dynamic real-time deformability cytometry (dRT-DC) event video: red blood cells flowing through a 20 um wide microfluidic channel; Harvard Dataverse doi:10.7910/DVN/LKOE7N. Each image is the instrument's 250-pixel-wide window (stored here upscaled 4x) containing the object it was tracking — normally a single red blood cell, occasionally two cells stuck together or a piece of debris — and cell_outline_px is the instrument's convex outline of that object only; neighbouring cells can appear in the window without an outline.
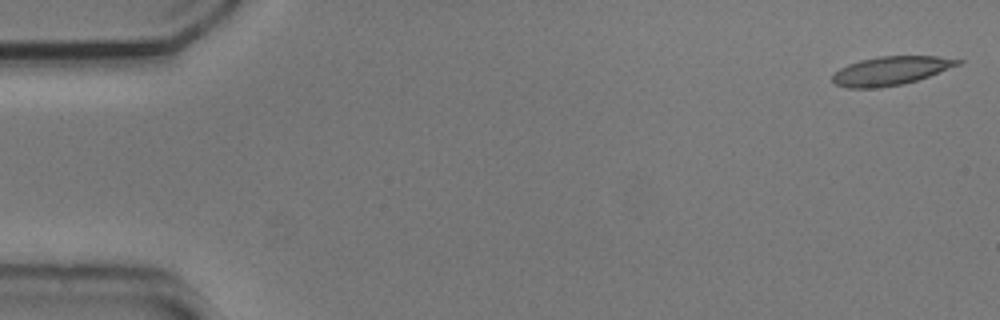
{"species": "common noctule bat (a hibernating species)", "species_latin": "Nyctalus noctula", "temperature_condition": "cold", "stored_images_in_passage": 54, "camera_frame_rate_fps": 3000, "um_per_image_px": 0.085, "animal": {"sex": "male", "body_mass_g": 20.5, "forearm_length_mm": 52.5}, "frame": {"image": 1, "passage_image": 1, "time_ms": 0.0, "image_size_px": [1000, 320], "cell_outline_px": [[964, 60], [960, 64], [928, 76], [904, 84], [880, 88], [848, 88], [836, 84], [832, 80], [832, 76], [840, 68], [848, 64], [860, 60], [880, 56], [936, 56]], "centroid_in_image_um": [75.7, 6.02], "position_along_channel_um": 9.3, "area_um2": 20.81}}
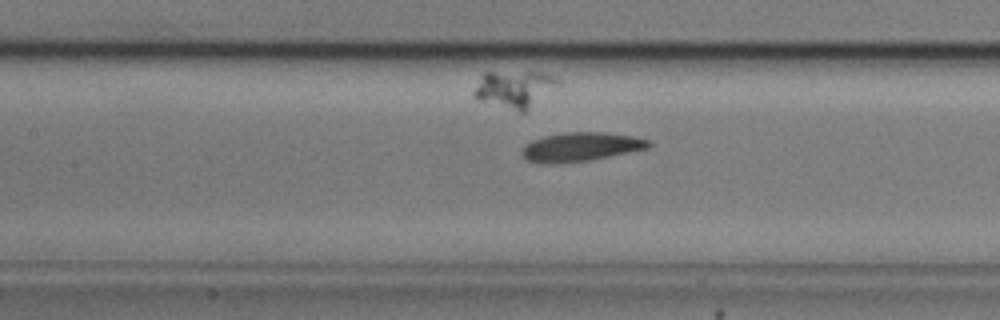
{"frame": {"image": 2, "passage_image": 24, "time_ms": 7.667, "image_size_px": [1000, 320], "cell_outline_px": [[652, 144], [648, 148], [592, 160], [552, 164], [548, 164], [528, 160], [520, 152], [524, 144], [532, 140], [544, 136], [564, 132], [604, 132], [632, 136], [652, 140]], "centroid_in_image_um": [49.37, 12.48], "position_along_channel_um": 158.0, "area_um2": 21.5}}
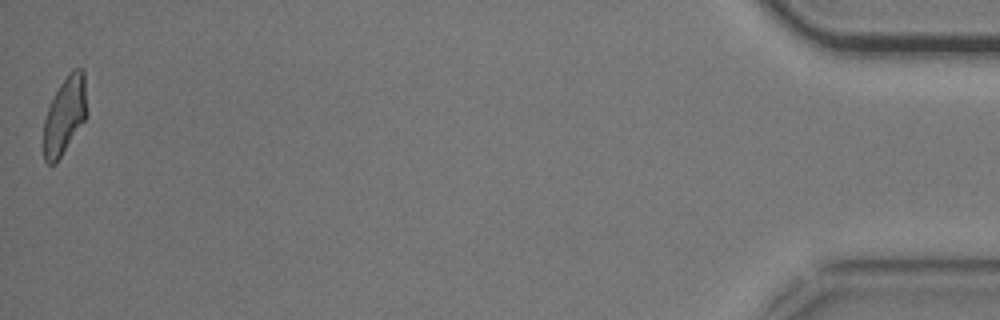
{"frame": {"image": 3, "passage_image": 54, "time_ms": 17.667, "image_size_px": [1000, 320], "cell_outline_px": [[88, 112], [84, 120], [56, 164], [48, 164], [44, 160], [44, 120], [48, 108], [60, 84], [68, 72], [72, 68], [84, 68]], "centroid_in_image_um": [5.53, 9.76], "position_along_channel_um": 429.7, "area_um2": 19.59}, "authors_computed_cell_mechanics": {"area_um2": 20.9814, "velocity_mm_per_s": 3.665, "shape_relaxation_time_tau1_ms": 4.9512, "shape_relaxation_time_tau2_ms": 2.9111, "deformation_change_tau1": 0.1213, "deformation_change_tau2": 0.1142}}